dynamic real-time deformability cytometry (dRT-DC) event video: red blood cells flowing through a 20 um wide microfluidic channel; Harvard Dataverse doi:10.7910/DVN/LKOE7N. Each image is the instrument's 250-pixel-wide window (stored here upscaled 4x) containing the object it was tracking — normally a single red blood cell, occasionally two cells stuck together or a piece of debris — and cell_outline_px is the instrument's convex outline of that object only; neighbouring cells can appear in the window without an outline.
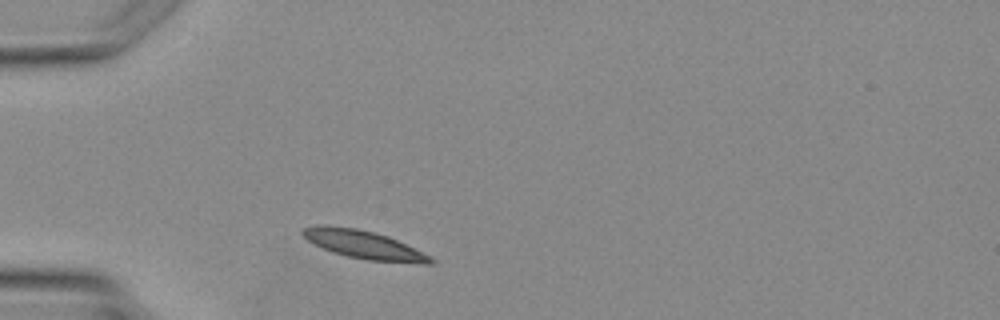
{"species": "Egyptian fruit bat (a non-hibernating species)", "species_latin": "Rousettus aegyptiacus", "temperature_condition": "warm", "stored_images_in_passage": 1, "camera_frame_rate_fps": 3000, "um_per_image_px": 0.085, "animal": {"sex": "female"}, "frame": {"image": 1, "passage_image": 1, "time_ms": 0.0, "image_size_px": [1000, 320], "cell_outline_px": [[436, 264], [424, 264], [368, 260], [348, 256], [332, 252], [308, 240], [300, 232], [300, 228], [316, 224], [328, 224], [356, 228], [376, 232], [388, 236], [432, 256], [436, 260]], "centroid_in_image_um": [30.94, 20.78], "position_along_channel_um": 54.1, "area_um2": 21.39}}